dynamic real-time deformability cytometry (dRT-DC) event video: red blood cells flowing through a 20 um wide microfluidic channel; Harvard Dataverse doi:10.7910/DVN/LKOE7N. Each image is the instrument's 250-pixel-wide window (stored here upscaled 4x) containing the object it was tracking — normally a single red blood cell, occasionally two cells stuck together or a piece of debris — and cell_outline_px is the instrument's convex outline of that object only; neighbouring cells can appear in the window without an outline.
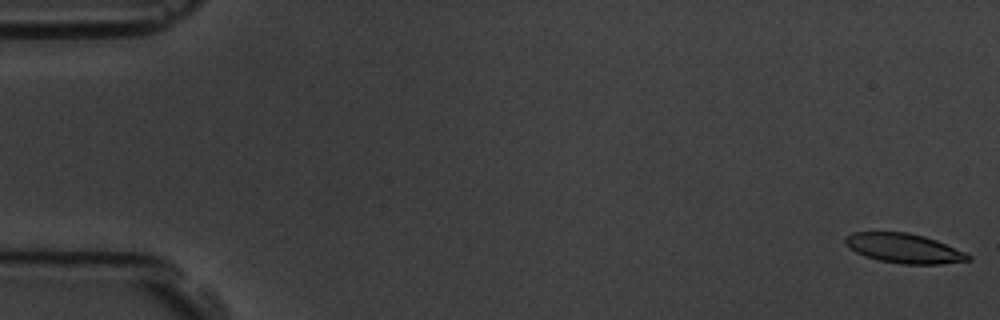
{"species": "common noctule bat (a hibernating species)", "species_latin": "Nyctalus noctula", "temperature_condition": "room temperature", "stored_images_in_passage": 6, "camera_frame_rate_fps": 3000, "um_per_image_px": 0.085, "animal": {"sex": "male", "body_mass_g": 19.5, "forearm_length_mm": 54.6}, "frame": {"image": 1, "passage_image": 1, "time_ms": 0.0, "image_size_px": [1000, 320], "cell_outline_px": [[972, 260], [940, 264], [900, 264], [880, 260], [864, 256], [848, 248], [844, 240], [844, 236], [852, 232], [908, 232], [924, 236], [936, 240], [964, 252], [972, 256]], "centroid_in_image_um": [76.81, 21.1], "position_along_channel_um": 8.2, "area_um2": 21.21}}
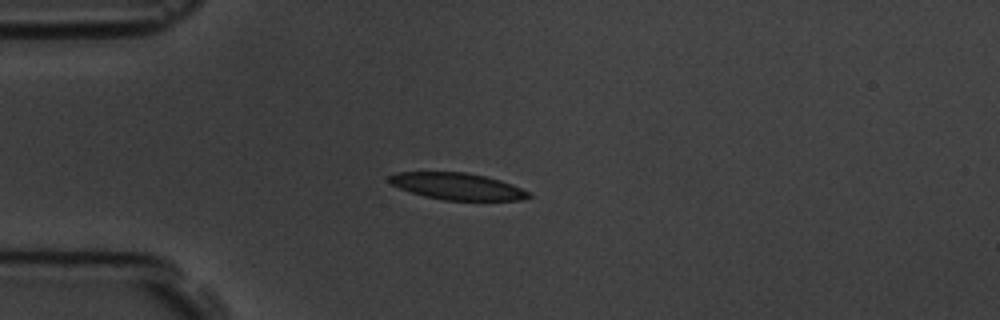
{"frame": {"image": 2, "passage_image": 5, "time_ms": 4.667, "image_size_px": [1000, 320], "cell_outline_px": [[532, 196], [520, 200], [444, 200], [424, 196], [408, 192], [392, 184], [388, 180], [388, 176], [396, 172], [464, 172], [484, 176], [500, 180], [512, 184], [532, 192]], "centroid_in_image_um": [38.88, 15.84], "position_along_channel_um": 46.1, "area_um2": 21.79}}